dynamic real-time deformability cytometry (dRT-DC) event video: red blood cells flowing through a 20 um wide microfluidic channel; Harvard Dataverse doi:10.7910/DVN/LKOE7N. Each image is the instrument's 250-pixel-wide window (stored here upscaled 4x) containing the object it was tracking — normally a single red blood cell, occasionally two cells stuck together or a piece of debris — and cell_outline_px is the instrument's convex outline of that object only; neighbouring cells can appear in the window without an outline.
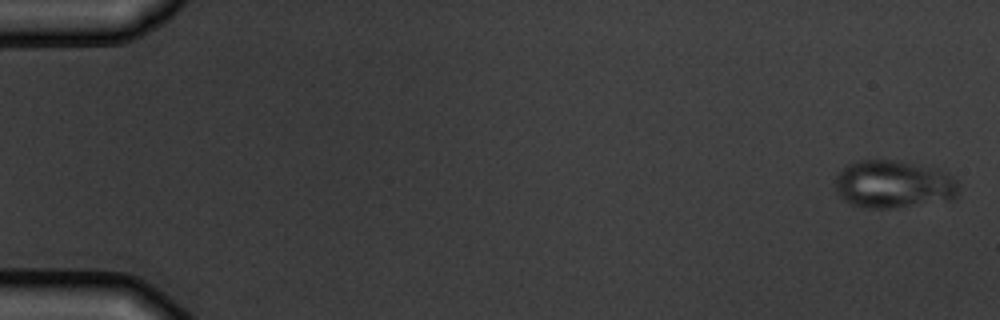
{"species": "common noctule bat (a hibernating species)", "species_latin": "Nyctalus noctula", "temperature_condition": "warm", "stored_images_in_passage": 8, "camera_frame_rate_fps": 3000, "um_per_image_px": 0.085, "animal": {"sex": "male", "body_mass_g": 19.5, "forearm_length_mm": 54.6}, "frame": {"image": 1, "passage_image": 1, "time_ms": 0.0, "image_size_px": [1000, 320], "cell_outline_px": [[960, 188], [956, 196], [952, 200], [896, 208], [864, 208], [848, 204], [836, 192], [836, 176], [848, 164], [860, 160], [896, 160], [920, 164], [940, 168], [948, 172], [960, 184]], "centroid_in_image_um": [76.01, 15.67], "position_along_channel_um": 9.0, "area_um2": 35.14}}